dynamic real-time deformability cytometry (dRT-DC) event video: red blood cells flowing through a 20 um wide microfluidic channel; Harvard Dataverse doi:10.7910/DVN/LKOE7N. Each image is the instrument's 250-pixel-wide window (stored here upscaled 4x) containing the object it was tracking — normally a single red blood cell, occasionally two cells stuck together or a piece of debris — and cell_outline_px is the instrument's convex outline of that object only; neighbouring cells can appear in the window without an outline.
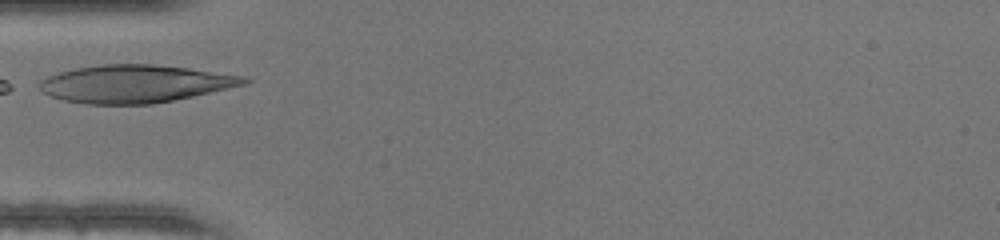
{"species": "human", "species_latin": "Homo sapiens", "temperature_condition": "warm", "stored_images_in_passage": 4, "camera_frame_rate_fps": 3000, "um_per_image_px": 0.085, "donor": {"sex": "male"}, "frame": {"image": 1, "passage_image": 1, "time_ms": 0.0, "image_size_px": [1000, 240], "cell_outline_px": [[252, 80], [244, 84], [228, 88], [192, 96], [152, 104], [84, 104], [64, 100], [52, 96], [44, 92], [36, 84], [40, 80], [48, 76], [60, 72], [76, 68], [100, 64], [152, 64], [188, 68], [244, 76]], "centroid_in_image_um": [11.44, 7.12], "position_along_channel_um": 73.6, "area_um2": 44.68}}